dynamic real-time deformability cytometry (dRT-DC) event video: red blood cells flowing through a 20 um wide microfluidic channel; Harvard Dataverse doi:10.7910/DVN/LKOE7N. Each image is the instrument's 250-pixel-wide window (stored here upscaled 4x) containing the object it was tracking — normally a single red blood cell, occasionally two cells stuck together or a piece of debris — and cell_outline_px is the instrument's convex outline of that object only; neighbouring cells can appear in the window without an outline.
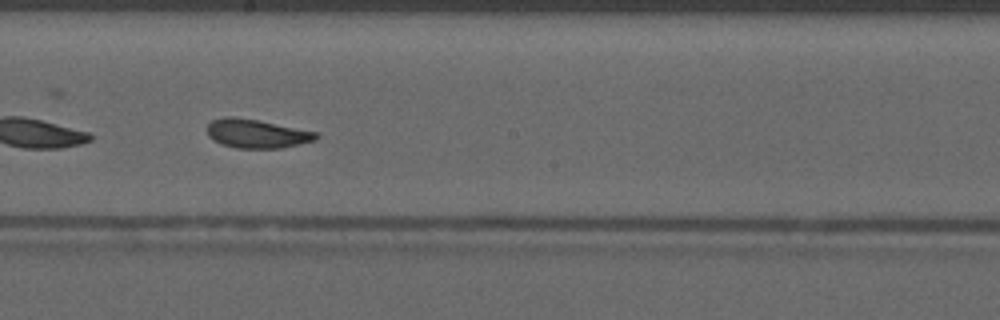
{"species": "common noctule bat (a hibernating species)", "species_latin": "Nyctalus noctula", "temperature_condition": "warm", "stored_images_in_passage": 51, "camera_frame_rate_fps": 3000, "um_per_image_px": 0.085, "animal": {"sex": "male", "forearm_length_mm": 52.5}, "frame": {"image": 1, "passage_image": 30, "time_ms": 9.667, "image_size_px": [1000, 320], "cell_outline_px": [[320, 136], [316, 140], [280, 148], [236, 148], [220, 144], [212, 140], [208, 136], [208, 124], [212, 120], [228, 116], [256, 120], [316, 132]], "centroid_in_image_um": [21.79, 11.37], "position_along_channel_um": 226.4, "area_um2": 18.03}, "authors_computed_cell_mechanics": {"area_um2": 18.7272, "velocity_mm_per_s": 4.0787, "shape_relaxation_time_tau1_ms": null, "shape_relaxation_time_tau2_ms": 1.3472, "deformation_change_tau1": null, "deformation_change_tau2": 0.0754}}